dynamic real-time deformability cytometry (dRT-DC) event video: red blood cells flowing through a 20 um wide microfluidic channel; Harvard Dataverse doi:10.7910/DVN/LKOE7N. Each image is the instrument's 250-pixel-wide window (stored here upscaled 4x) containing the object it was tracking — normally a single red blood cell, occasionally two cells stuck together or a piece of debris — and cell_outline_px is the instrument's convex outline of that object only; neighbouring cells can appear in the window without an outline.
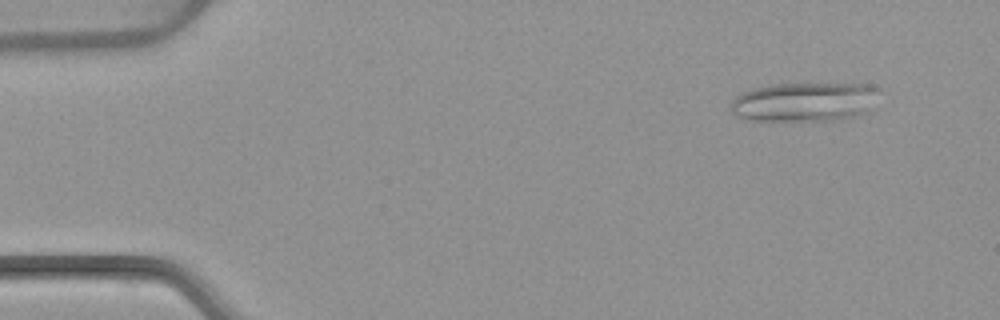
{"species": "common noctule bat (a hibernating species)", "species_latin": "Nyctalus noctula", "temperature_condition": "warm", "stored_images_in_passage": 6, "camera_frame_rate_fps": 3000, "um_per_image_px": 0.085, "animal": {"sex": "female", "body_mass_g": 22.7, "forearm_length_mm": 54.2}, "frame": {"image": 1, "passage_image": 2, "time_ms": 1.0, "image_size_px": [1000, 320], "cell_outline_px": [[876, 88], [868, 112], [860, 116], [832, 120], [744, 120], [736, 116], [732, 112], [732, 100], [736, 96], [752, 88], [776, 84], [868, 84]], "centroid_in_image_um": [68.32, 8.67], "position_along_channel_um": 16.7, "area_um2": 33.47}}
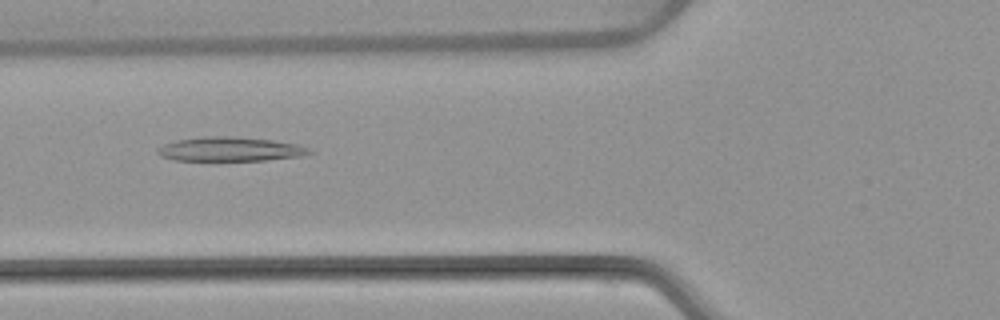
{"frame": {"image": 2, "passage_image": 6, "time_ms": 6.0, "image_size_px": [1000, 320], "cell_outline_px": [[316, 152], [300, 156], [264, 160], [172, 160], [160, 156], [156, 152], [164, 144], [176, 140], [204, 136], [232, 136], [272, 140], [296, 144], [308, 148]], "centroid_in_image_um": [19.55, 12.67], "position_along_channel_um": 106.2, "area_um2": 21.27}}